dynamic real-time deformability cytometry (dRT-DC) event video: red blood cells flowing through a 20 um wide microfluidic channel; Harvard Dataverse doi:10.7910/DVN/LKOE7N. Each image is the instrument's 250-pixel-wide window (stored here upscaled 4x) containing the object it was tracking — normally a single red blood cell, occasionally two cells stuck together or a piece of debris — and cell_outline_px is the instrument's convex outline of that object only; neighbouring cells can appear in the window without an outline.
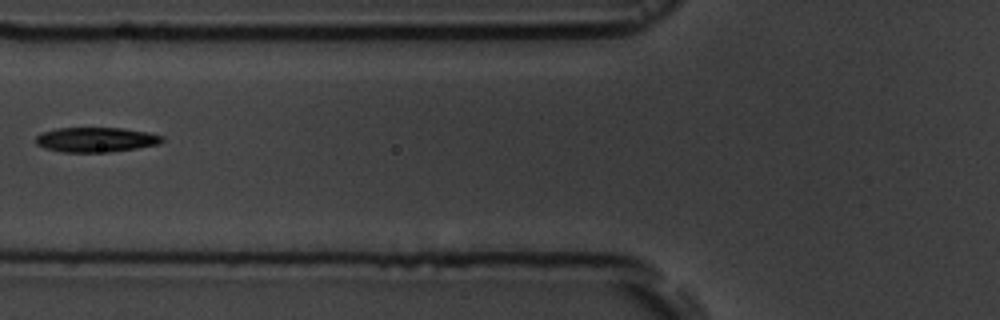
{"species": "common noctule bat (a hibernating species)", "species_latin": "Nyctalus noctula", "temperature_condition": "room temperature", "stored_images_in_passage": 11, "camera_frame_rate_fps": 3000, "um_per_image_px": 0.085, "animal": {"sex": "male", "body_mass_g": 19.5, "forearm_length_mm": 54.6}, "frame": {"image": 1, "passage_image": 7, "time_ms": 7.0, "image_size_px": [1000, 320], "cell_outline_px": [[164, 140], [160, 144], [136, 148], [108, 152], [60, 152], [44, 148], [36, 144], [36, 136], [40, 132], [56, 128], [124, 128], [148, 132], [164, 136]], "centroid_in_image_um": [8.14, 11.87], "position_along_channel_um": 117.7, "area_um2": 18.44}}
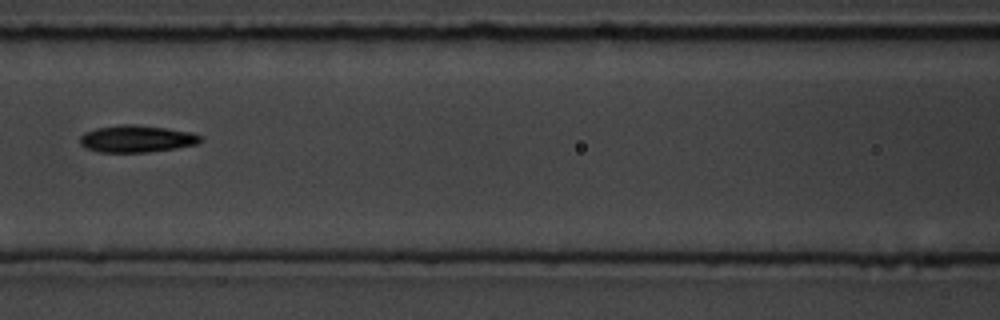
{"frame": {"image": 2, "passage_image": 8, "time_ms": 8.0, "image_size_px": [1000, 320], "cell_outline_px": [[204, 140], [196, 144], [176, 148], [148, 152], [100, 152], [88, 148], [80, 144], [80, 136], [84, 132], [96, 128], [124, 124], [132, 124], [164, 128], [192, 132], [204, 136]], "centroid_in_image_um": [11.65, 11.79], "position_along_channel_um": 155.0, "area_um2": 18.96}}